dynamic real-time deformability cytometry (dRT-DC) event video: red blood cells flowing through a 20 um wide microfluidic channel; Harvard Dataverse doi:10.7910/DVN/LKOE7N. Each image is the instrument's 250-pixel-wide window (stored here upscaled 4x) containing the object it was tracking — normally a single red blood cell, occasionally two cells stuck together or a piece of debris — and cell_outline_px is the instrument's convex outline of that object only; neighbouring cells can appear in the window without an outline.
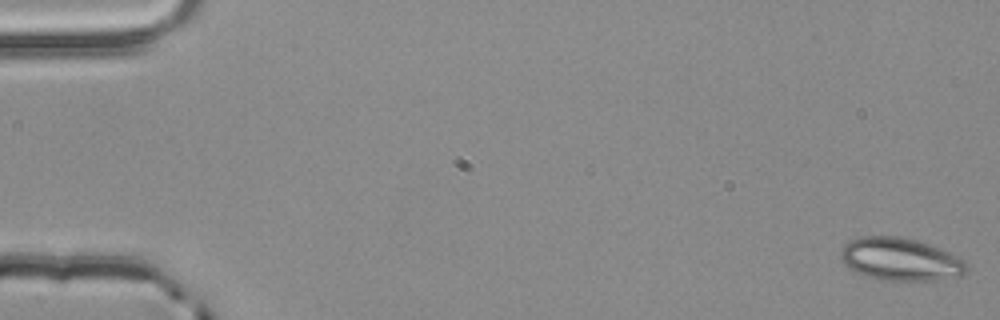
{"species": "common noctule bat (a hibernating species)", "species_latin": "Nyctalus noctula", "temperature_condition": "room temperature", "stored_images_in_passage": 54, "camera_frame_rate_fps": 3000, "um_per_image_px": 0.085, "animal": {"sex": "male", "body_mass_g": 20.4}, "frame": {"image": 1, "passage_image": 1, "time_ms": 0.0, "image_size_px": [1000, 320], "cell_outline_px": [[968, 272], [960, 276], [940, 280], [880, 280], [868, 276], [848, 268], [844, 264], [840, 256], [840, 248], [848, 240], [864, 236], [896, 236], [916, 240], [940, 248], [964, 260], [968, 264]], "centroid_in_image_um": [76.53, 22.04], "position_along_channel_um": 8.5, "area_um2": 31.5}}
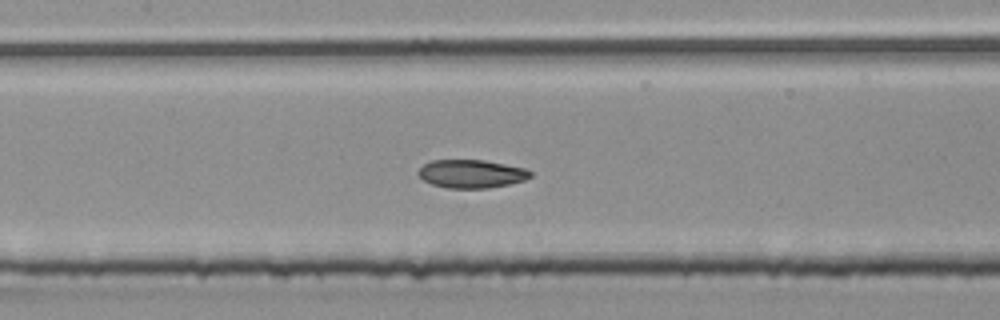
{"frame": {"image": 2, "passage_image": 26, "time_ms": 8.333, "image_size_px": [1000, 320], "cell_outline_px": [[532, 176], [524, 180], [508, 184], [488, 188], [448, 188], [432, 184], [424, 180], [416, 172], [424, 164], [432, 160], [484, 160], [524, 168], [532, 172]], "centroid_in_image_um": [40.06, 14.77], "position_along_channel_um": 167.3, "area_um2": 18.32}}
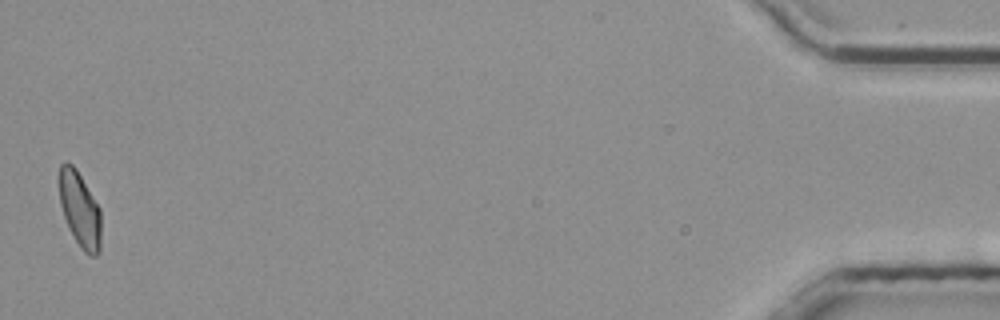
{"frame": {"image": 3, "passage_image": 54, "time_ms": 17.667, "image_size_px": [1000, 320], "cell_outline_px": [[100, 252], [96, 256], [88, 256], [80, 248], [64, 216], [60, 204], [56, 176], [60, 164], [64, 160], [72, 164], [76, 168], [100, 208]], "centroid_in_image_um": [6.74, 17.74], "position_along_channel_um": 428.5, "area_um2": 18.73}, "authors_computed_cell_mechanics": {"area_um2": 19.0162, "velocity_mm_per_s": 3.864, "shape_relaxation_time_tau1_ms": 7.9327, "shape_relaxation_time_tau2_ms": 1.3991, "deformation_change_tau1": 0.1553, "deformation_change_tau2": 0.059}}